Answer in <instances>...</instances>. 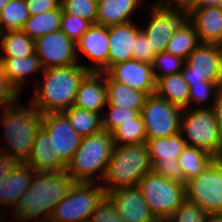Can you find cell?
<instances>
[{
    "label": "cell",
    "mask_w": 222,
    "mask_h": 222,
    "mask_svg": "<svg viewBox=\"0 0 222 222\" xmlns=\"http://www.w3.org/2000/svg\"><path fill=\"white\" fill-rule=\"evenodd\" d=\"M64 113L67 115L71 126L82 138L103 130L101 120L102 114L84 110L76 106H71L64 111Z\"/></svg>",
    "instance_id": "cell-30"
},
{
    "label": "cell",
    "mask_w": 222,
    "mask_h": 222,
    "mask_svg": "<svg viewBox=\"0 0 222 222\" xmlns=\"http://www.w3.org/2000/svg\"><path fill=\"white\" fill-rule=\"evenodd\" d=\"M106 195L126 222H159L137 186L117 188Z\"/></svg>",
    "instance_id": "cell-16"
},
{
    "label": "cell",
    "mask_w": 222,
    "mask_h": 222,
    "mask_svg": "<svg viewBox=\"0 0 222 222\" xmlns=\"http://www.w3.org/2000/svg\"><path fill=\"white\" fill-rule=\"evenodd\" d=\"M150 9L148 25L140 29L146 36L150 49L157 55L165 52L174 32L189 23L190 9L177 6L170 0H156Z\"/></svg>",
    "instance_id": "cell-6"
},
{
    "label": "cell",
    "mask_w": 222,
    "mask_h": 222,
    "mask_svg": "<svg viewBox=\"0 0 222 222\" xmlns=\"http://www.w3.org/2000/svg\"><path fill=\"white\" fill-rule=\"evenodd\" d=\"M113 147L112 135L107 131L83 137L66 166L67 173L75 182H96L93 176L97 173L98 178L103 179Z\"/></svg>",
    "instance_id": "cell-5"
},
{
    "label": "cell",
    "mask_w": 222,
    "mask_h": 222,
    "mask_svg": "<svg viewBox=\"0 0 222 222\" xmlns=\"http://www.w3.org/2000/svg\"><path fill=\"white\" fill-rule=\"evenodd\" d=\"M20 161L0 151V181L12 172Z\"/></svg>",
    "instance_id": "cell-46"
},
{
    "label": "cell",
    "mask_w": 222,
    "mask_h": 222,
    "mask_svg": "<svg viewBox=\"0 0 222 222\" xmlns=\"http://www.w3.org/2000/svg\"><path fill=\"white\" fill-rule=\"evenodd\" d=\"M49 134L40 127L34 139L31 152L24 161L37 172H60L66 170V165L50 146Z\"/></svg>",
    "instance_id": "cell-21"
},
{
    "label": "cell",
    "mask_w": 222,
    "mask_h": 222,
    "mask_svg": "<svg viewBox=\"0 0 222 222\" xmlns=\"http://www.w3.org/2000/svg\"><path fill=\"white\" fill-rule=\"evenodd\" d=\"M133 59L152 65L156 56L150 49V45L146 36L140 31L135 38V46L133 48Z\"/></svg>",
    "instance_id": "cell-44"
},
{
    "label": "cell",
    "mask_w": 222,
    "mask_h": 222,
    "mask_svg": "<svg viewBox=\"0 0 222 222\" xmlns=\"http://www.w3.org/2000/svg\"><path fill=\"white\" fill-rule=\"evenodd\" d=\"M173 4L191 9L192 7L220 6L221 0H170Z\"/></svg>",
    "instance_id": "cell-47"
},
{
    "label": "cell",
    "mask_w": 222,
    "mask_h": 222,
    "mask_svg": "<svg viewBox=\"0 0 222 222\" xmlns=\"http://www.w3.org/2000/svg\"><path fill=\"white\" fill-rule=\"evenodd\" d=\"M152 171V164L145 143L114 144L111 159L101 181L105 193L122 187L137 186L140 179Z\"/></svg>",
    "instance_id": "cell-4"
},
{
    "label": "cell",
    "mask_w": 222,
    "mask_h": 222,
    "mask_svg": "<svg viewBox=\"0 0 222 222\" xmlns=\"http://www.w3.org/2000/svg\"><path fill=\"white\" fill-rule=\"evenodd\" d=\"M189 22L200 43L222 45V10L219 6L192 7Z\"/></svg>",
    "instance_id": "cell-18"
},
{
    "label": "cell",
    "mask_w": 222,
    "mask_h": 222,
    "mask_svg": "<svg viewBox=\"0 0 222 222\" xmlns=\"http://www.w3.org/2000/svg\"><path fill=\"white\" fill-rule=\"evenodd\" d=\"M107 105L141 111L147 94L114 81L106 73Z\"/></svg>",
    "instance_id": "cell-25"
},
{
    "label": "cell",
    "mask_w": 222,
    "mask_h": 222,
    "mask_svg": "<svg viewBox=\"0 0 222 222\" xmlns=\"http://www.w3.org/2000/svg\"><path fill=\"white\" fill-rule=\"evenodd\" d=\"M186 199L208 214L222 213V164L213 160L198 176L187 181Z\"/></svg>",
    "instance_id": "cell-11"
},
{
    "label": "cell",
    "mask_w": 222,
    "mask_h": 222,
    "mask_svg": "<svg viewBox=\"0 0 222 222\" xmlns=\"http://www.w3.org/2000/svg\"><path fill=\"white\" fill-rule=\"evenodd\" d=\"M141 27L130 22L108 27L109 61L108 69L117 63L132 60L136 35Z\"/></svg>",
    "instance_id": "cell-20"
},
{
    "label": "cell",
    "mask_w": 222,
    "mask_h": 222,
    "mask_svg": "<svg viewBox=\"0 0 222 222\" xmlns=\"http://www.w3.org/2000/svg\"><path fill=\"white\" fill-rule=\"evenodd\" d=\"M41 127L49 134L50 146L67 166L80 145L82 137L71 126L64 112H52L42 116Z\"/></svg>",
    "instance_id": "cell-13"
},
{
    "label": "cell",
    "mask_w": 222,
    "mask_h": 222,
    "mask_svg": "<svg viewBox=\"0 0 222 222\" xmlns=\"http://www.w3.org/2000/svg\"><path fill=\"white\" fill-rule=\"evenodd\" d=\"M114 144H142L147 140L145 126L142 115L123 123L117 127L112 133Z\"/></svg>",
    "instance_id": "cell-34"
},
{
    "label": "cell",
    "mask_w": 222,
    "mask_h": 222,
    "mask_svg": "<svg viewBox=\"0 0 222 222\" xmlns=\"http://www.w3.org/2000/svg\"><path fill=\"white\" fill-rule=\"evenodd\" d=\"M106 73L114 81L132 89L145 92L147 95L155 94L156 80L150 64L132 59L112 65Z\"/></svg>",
    "instance_id": "cell-15"
},
{
    "label": "cell",
    "mask_w": 222,
    "mask_h": 222,
    "mask_svg": "<svg viewBox=\"0 0 222 222\" xmlns=\"http://www.w3.org/2000/svg\"><path fill=\"white\" fill-rule=\"evenodd\" d=\"M208 215L200 206L185 199L165 222H206Z\"/></svg>",
    "instance_id": "cell-39"
},
{
    "label": "cell",
    "mask_w": 222,
    "mask_h": 222,
    "mask_svg": "<svg viewBox=\"0 0 222 222\" xmlns=\"http://www.w3.org/2000/svg\"><path fill=\"white\" fill-rule=\"evenodd\" d=\"M137 187L159 222H165L186 199L185 186L155 173H146Z\"/></svg>",
    "instance_id": "cell-8"
},
{
    "label": "cell",
    "mask_w": 222,
    "mask_h": 222,
    "mask_svg": "<svg viewBox=\"0 0 222 222\" xmlns=\"http://www.w3.org/2000/svg\"><path fill=\"white\" fill-rule=\"evenodd\" d=\"M19 92L11 85L7 76L0 68V110L15 105Z\"/></svg>",
    "instance_id": "cell-43"
},
{
    "label": "cell",
    "mask_w": 222,
    "mask_h": 222,
    "mask_svg": "<svg viewBox=\"0 0 222 222\" xmlns=\"http://www.w3.org/2000/svg\"><path fill=\"white\" fill-rule=\"evenodd\" d=\"M62 11L83 18L96 24L97 1L95 0H61Z\"/></svg>",
    "instance_id": "cell-36"
},
{
    "label": "cell",
    "mask_w": 222,
    "mask_h": 222,
    "mask_svg": "<svg viewBox=\"0 0 222 222\" xmlns=\"http://www.w3.org/2000/svg\"><path fill=\"white\" fill-rule=\"evenodd\" d=\"M9 0H0V13Z\"/></svg>",
    "instance_id": "cell-51"
},
{
    "label": "cell",
    "mask_w": 222,
    "mask_h": 222,
    "mask_svg": "<svg viewBox=\"0 0 222 222\" xmlns=\"http://www.w3.org/2000/svg\"><path fill=\"white\" fill-rule=\"evenodd\" d=\"M29 17L25 0H9L0 13V33L22 30Z\"/></svg>",
    "instance_id": "cell-33"
},
{
    "label": "cell",
    "mask_w": 222,
    "mask_h": 222,
    "mask_svg": "<svg viewBox=\"0 0 222 222\" xmlns=\"http://www.w3.org/2000/svg\"><path fill=\"white\" fill-rule=\"evenodd\" d=\"M106 113L101 117L102 129L112 133L117 127L138 117L141 111L117 106H107Z\"/></svg>",
    "instance_id": "cell-35"
},
{
    "label": "cell",
    "mask_w": 222,
    "mask_h": 222,
    "mask_svg": "<svg viewBox=\"0 0 222 222\" xmlns=\"http://www.w3.org/2000/svg\"><path fill=\"white\" fill-rule=\"evenodd\" d=\"M92 24L81 17L62 11L60 30L73 42L77 43Z\"/></svg>",
    "instance_id": "cell-40"
},
{
    "label": "cell",
    "mask_w": 222,
    "mask_h": 222,
    "mask_svg": "<svg viewBox=\"0 0 222 222\" xmlns=\"http://www.w3.org/2000/svg\"><path fill=\"white\" fill-rule=\"evenodd\" d=\"M145 144L152 166L157 161H172V159H178L179 155L187 146L180 132L165 138L147 139Z\"/></svg>",
    "instance_id": "cell-27"
},
{
    "label": "cell",
    "mask_w": 222,
    "mask_h": 222,
    "mask_svg": "<svg viewBox=\"0 0 222 222\" xmlns=\"http://www.w3.org/2000/svg\"><path fill=\"white\" fill-rule=\"evenodd\" d=\"M88 222H126L117 212L111 199L105 195L98 203Z\"/></svg>",
    "instance_id": "cell-41"
},
{
    "label": "cell",
    "mask_w": 222,
    "mask_h": 222,
    "mask_svg": "<svg viewBox=\"0 0 222 222\" xmlns=\"http://www.w3.org/2000/svg\"><path fill=\"white\" fill-rule=\"evenodd\" d=\"M182 111L156 94L148 95L140 113L147 139L165 138L179 133Z\"/></svg>",
    "instance_id": "cell-12"
},
{
    "label": "cell",
    "mask_w": 222,
    "mask_h": 222,
    "mask_svg": "<svg viewBox=\"0 0 222 222\" xmlns=\"http://www.w3.org/2000/svg\"><path fill=\"white\" fill-rule=\"evenodd\" d=\"M0 42L4 54L0 53V58H23L35 53L34 40L22 30L0 33Z\"/></svg>",
    "instance_id": "cell-28"
},
{
    "label": "cell",
    "mask_w": 222,
    "mask_h": 222,
    "mask_svg": "<svg viewBox=\"0 0 222 222\" xmlns=\"http://www.w3.org/2000/svg\"><path fill=\"white\" fill-rule=\"evenodd\" d=\"M213 160L206 151L190 146H186L178 157L186 181L198 176Z\"/></svg>",
    "instance_id": "cell-31"
},
{
    "label": "cell",
    "mask_w": 222,
    "mask_h": 222,
    "mask_svg": "<svg viewBox=\"0 0 222 222\" xmlns=\"http://www.w3.org/2000/svg\"><path fill=\"white\" fill-rule=\"evenodd\" d=\"M155 94L181 109L188 108L189 86L181 72L159 78Z\"/></svg>",
    "instance_id": "cell-26"
},
{
    "label": "cell",
    "mask_w": 222,
    "mask_h": 222,
    "mask_svg": "<svg viewBox=\"0 0 222 222\" xmlns=\"http://www.w3.org/2000/svg\"><path fill=\"white\" fill-rule=\"evenodd\" d=\"M30 16L59 9L61 0H25Z\"/></svg>",
    "instance_id": "cell-45"
},
{
    "label": "cell",
    "mask_w": 222,
    "mask_h": 222,
    "mask_svg": "<svg viewBox=\"0 0 222 222\" xmlns=\"http://www.w3.org/2000/svg\"><path fill=\"white\" fill-rule=\"evenodd\" d=\"M34 47L44 69L79 63L76 43L61 30L38 38Z\"/></svg>",
    "instance_id": "cell-14"
},
{
    "label": "cell",
    "mask_w": 222,
    "mask_h": 222,
    "mask_svg": "<svg viewBox=\"0 0 222 222\" xmlns=\"http://www.w3.org/2000/svg\"><path fill=\"white\" fill-rule=\"evenodd\" d=\"M181 74L188 86L207 81L222 87V46L200 43L184 60Z\"/></svg>",
    "instance_id": "cell-10"
},
{
    "label": "cell",
    "mask_w": 222,
    "mask_h": 222,
    "mask_svg": "<svg viewBox=\"0 0 222 222\" xmlns=\"http://www.w3.org/2000/svg\"><path fill=\"white\" fill-rule=\"evenodd\" d=\"M29 104L26 107L16 103L2 109L3 112L0 110L2 127L4 126L3 136L6 140L5 147L0 151L20 162H24L28 158L37 131L41 127L43 116L31 103Z\"/></svg>",
    "instance_id": "cell-3"
},
{
    "label": "cell",
    "mask_w": 222,
    "mask_h": 222,
    "mask_svg": "<svg viewBox=\"0 0 222 222\" xmlns=\"http://www.w3.org/2000/svg\"><path fill=\"white\" fill-rule=\"evenodd\" d=\"M36 171L27 163L19 162L10 174L0 181V204L14 210L19 197L29 188Z\"/></svg>",
    "instance_id": "cell-22"
},
{
    "label": "cell",
    "mask_w": 222,
    "mask_h": 222,
    "mask_svg": "<svg viewBox=\"0 0 222 222\" xmlns=\"http://www.w3.org/2000/svg\"><path fill=\"white\" fill-rule=\"evenodd\" d=\"M206 222H222V213H211Z\"/></svg>",
    "instance_id": "cell-49"
},
{
    "label": "cell",
    "mask_w": 222,
    "mask_h": 222,
    "mask_svg": "<svg viewBox=\"0 0 222 222\" xmlns=\"http://www.w3.org/2000/svg\"><path fill=\"white\" fill-rule=\"evenodd\" d=\"M183 64L184 59L178 56L166 52L157 54L152 63L155 80L157 81L159 78L181 72Z\"/></svg>",
    "instance_id": "cell-37"
},
{
    "label": "cell",
    "mask_w": 222,
    "mask_h": 222,
    "mask_svg": "<svg viewBox=\"0 0 222 222\" xmlns=\"http://www.w3.org/2000/svg\"><path fill=\"white\" fill-rule=\"evenodd\" d=\"M214 160L219 164H222V141L217 155L214 157Z\"/></svg>",
    "instance_id": "cell-50"
},
{
    "label": "cell",
    "mask_w": 222,
    "mask_h": 222,
    "mask_svg": "<svg viewBox=\"0 0 222 222\" xmlns=\"http://www.w3.org/2000/svg\"><path fill=\"white\" fill-rule=\"evenodd\" d=\"M74 182L66 170L36 171L29 188L19 197L13 217L19 222H29L34 218L49 222L56 205L68 194Z\"/></svg>",
    "instance_id": "cell-1"
},
{
    "label": "cell",
    "mask_w": 222,
    "mask_h": 222,
    "mask_svg": "<svg viewBox=\"0 0 222 222\" xmlns=\"http://www.w3.org/2000/svg\"><path fill=\"white\" fill-rule=\"evenodd\" d=\"M73 106L103 113L107 106L106 72H89L81 81Z\"/></svg>",
    "instance_id": "cell-19"
},
{
    "label": "cell",
    "mask_w": 222,
    "mask_h": 222,
    "mask_svg": "<svg viewBox=\"0 0 222 222\" xmlns=\"http://www.w3.org/2000/svg\"><path fill=\"white\" fill-rule=\"evenodd\" d=\"M219 7H220V9L222 10V0H221V3H220V6H219Z\"/></svg>",
    "instance_id": "cell-52"
},
{
    "label": "cell",
    "mask_w": 222,
    "mask_h": 222,
    "mask_svg": "<svg viewBox=\"0 0 222 222\" xmlns=\"http://www.w3.org/2000/svg\"><path fill=\"white\" fill-rule=\"evenodd\" d=\"M89 72L81 63L43 69V82L36 86L29 103L43 115L66 111L73 106L79 85Z\"/></svg>",
    "instance_id": "cell-2"
},
{
    "label": "cell",
    "mask_w": 222,
    "mask_h": 222,
    "mask_svg": "<svg viewBox=\"0 0 222 222\" xmlns=\"http://www.w3.org/2000/svg\"><path fill=\"white\" fill-rule=\"evenodd\" d=\"M106 195L96 182H74L68 194L56 205L49 222H88Z\"/></svg>",
    "instance_id": "cell-9"
},
{
    "label": "cell",
    "mask_w": 222,
    "mask_h": 222,
    "mask_svg": "<svg viewBox=\"0 0 222 222\" xmlns=\"http://www.w3.org/2000/svg\"><path fill=\"white\" fill-rule=\"evenodd\" d=\"M143 0H98L96 24L105 27L132 22L131 15Z\"/></svg>",
    "instance_id": "cell-23"
},
{
    "label": "cell",
    "mask_w": 222,
    "mask_h": 222,
    "mask_svg": "<svg viewBox=\"0 0 222 222\" xmlns=\"http://www.w3.org/2000/svg\"><path fill=\"white\" fill-rule=\"evenodd\" d=\"M79 53L92 59L93 65H84L90 72H106L109 61L108 27L92 24L76 43Z\"/></svg>",
    "instance_id": "cell-17"
},
{
    "label": "cell",
    "mask_w": 222,
    "mask_h": 222,
    "mask_svg": "<svg viewBox=\"0 0 222 222\" xmlns=\"http://www.w3.org/2000/svg\"><path fill=\"white\" fill-rule=\"evenodd\" d=\"M212 109L215 113L216 120L219 124L221 131H222V87H220L218 90V93H217L215 101H214V106Z\"/></svg>",
    "instance_id": "cell-48"
},
{
    "label": "cell",
    "mask_w": 222,
    "mask_h": 222,
    "mask_svg": "<svg viewBox=\"0 0 222 222\" xmlns=\"http://www.w3.org/2000/svg\"><path fill=\"white\" fill-rule=\"evenodd\" d=\"M183 109L180 133L187 146L199 148L215 157L222 141V131L213 109ZM186 136V138H185Z\"/></svg>",
    "instance_id": "cell-7"
},
{
    "label": "cell",
    "mask_w": 222,
    "mask_h": 222,
    "mask_svg": "<svg viewBox=\"0 0 222 222\" xmlns=\"http://www.w3.org/2000/svg\"><path fill=\"white\" fill-rule=\"evenodd\" d=\"M62 8L30 16L22 31L34 41L38 38L60 30Z\"/></svg>",
    "instance_id": "cell-29"
},
{
    "label": "cell",
    "mask_w": 222,
    "mask_h": 222,
    "mask_svg": "<svg viewBox=\"0 0 222 222\" xmlns=\"http://www.w3.org/2000/svg\"><path fill=\"white\" fill-rule=\"evenodd\" d=\"M219 87L211 82L203 81L201 84H191L189 86V100L188 108L190 107L192 101H195L200 106H196L195 109H211L214 106V101L218 93ZM211 97H213L211 106L206 104ZM205 103V104H204ZM202 104V105H201ZM204 104V105H203Z\"/></svg>",
    "instance_id": "cell-38"
},
{
    "label": "cell",
    "mask_w": 222,
    "mask_h": 222,
    "mask_svg": "<svg viewBox=\"0 0 222 222\" xmlns=\"http://www.w3.org/2000/svg\"><path fill=\"white\" fill-rule=\"evenodd\" d=\"M152 170L167 179L180 183L184 186L187 185V181L183 175L181 167L179 166L178 159H172V161H157Z\"/></svg>",
    "instance_id": "cell-42"
},
{
    "label": "cell",
    "mask_w": 222,
    "mask_h": 222,
    "mask_svg": "<svg viewBox=\"0 0 222 222\" xmlns=\"http://www.w3.org/2000/svg\"><path fill=\"white\" fill-rule=\"evenodd\" d=\"M200 44L193 25L189 22L183 28L176 30L169 40L165 52L186 59Z\"/></svg>",
    "instance_id": "cell-32"
},
{
    "label": "cell",
    "mask_w": 222,
    "mask_h": 222,
    "mask_svg": "<svg viewBox=\"0 0 222 222\" xmlns=\"http://www.w3.org/2000/svg\"><path fill=\"white\" fill-rule=\"evenodd\" d=\"M0 68L19 94L23 90L26 76L44 69L36 53L23 58H0Z\"/></svg>",
    "instance_id": "cell-24"
}]
</instances>
